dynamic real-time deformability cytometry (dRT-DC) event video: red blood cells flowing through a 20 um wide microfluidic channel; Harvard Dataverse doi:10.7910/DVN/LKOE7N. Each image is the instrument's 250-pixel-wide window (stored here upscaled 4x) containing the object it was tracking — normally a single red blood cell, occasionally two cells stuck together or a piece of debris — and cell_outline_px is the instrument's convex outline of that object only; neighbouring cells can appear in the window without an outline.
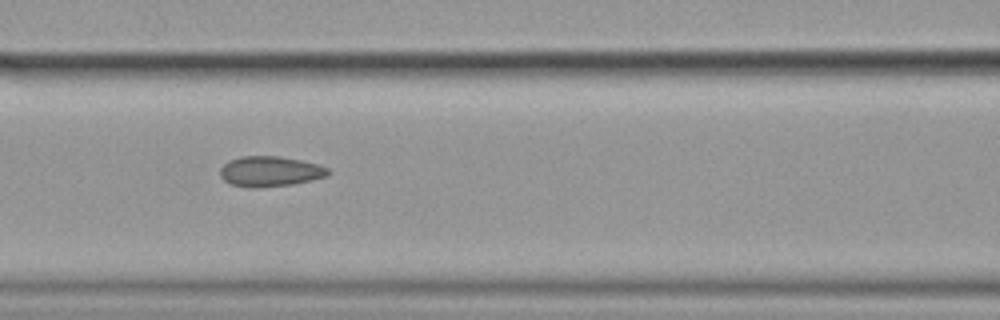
{"species": "common noctule bat (a hibernating species)", "species_latin": "Nyctalus noctula", "temperature_condition": "cold", "stored_images_in_passage": 7, "segment_of_instrument_passage": [1, 2], "camera_frame_rate_fps": 3000, "um_per_image_px": 0.085, "animal": {"sex": "female", "body_mass_g": 19.9}, "frame": {"image": 1, "passage_image": 5, "time_ms": 1.333, "image_size_px": [1000, 320], "cell_outline_px": [[332, 172], [328, 176], [312, 180], [292, 184], [232, 184], [224, 180], [220, 176], [220, 168], [228, 160], [240, 156], [280, 156], [300, 160], [316, 164], [328, 168]], "centroid_in_image_um": [23.0, 14.5], "position_along_channel_um": 143.6, "area_um2": 18.21}}
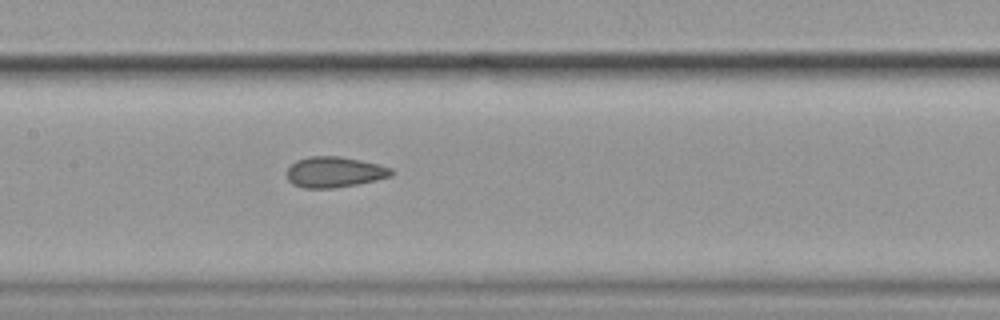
{"frame": {"image": 2, "passage_image": 6, "time_ms": 1.667, "image_size_px": [1000, 320], "cell_outline_px": [[396, 172], [392, 176], [376, 180], [356, 184], [332, 188], [304, 188], [292, 184], [288, 180], [284, 172], [296, 160], [308, 156], [340, 156], [380, 164], [392, 168]], "centroid_in_image_um": [28.42, 14.62], "position_along_channel_um": 179.0, "area_um2": 18.96}}